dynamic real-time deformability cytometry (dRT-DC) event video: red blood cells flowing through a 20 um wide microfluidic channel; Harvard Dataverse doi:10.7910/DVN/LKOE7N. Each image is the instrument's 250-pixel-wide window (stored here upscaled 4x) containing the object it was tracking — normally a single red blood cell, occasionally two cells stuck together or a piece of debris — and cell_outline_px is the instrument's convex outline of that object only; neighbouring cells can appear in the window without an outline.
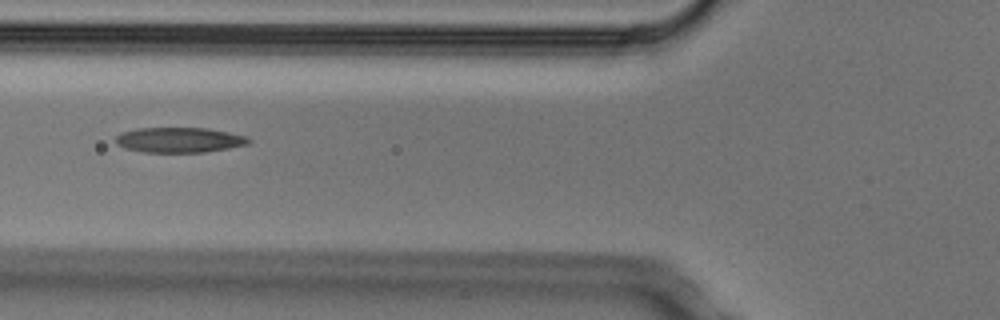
{"species": "Egyptian fruit bat (a non-hibernating species)", "species_latin": "Rousettus aegyptiacus", "temperature_condition": "cold", "stored_images_in_passage": 4, "camera_frame_rate_fps": 3000, "um_per_image_px": 0.085, "animal": {"sex": "male"}, "frame": {"image": 1, "passage_image": 2, "time_ms": 0.333, "image_size_px": [1000, 320], "cell_outline_px": [[252, 140], [248, 144], [228, 148], [204, 152], [144, 152], [124, 148], [116, 144], [116, 136], [120, 132], [136, 128], [208, 128], [248, 136]], "centroid_in_image_um": [15.23, 11.89], "position_along_channel_um": 110.6, "area_um2": 19.59}}
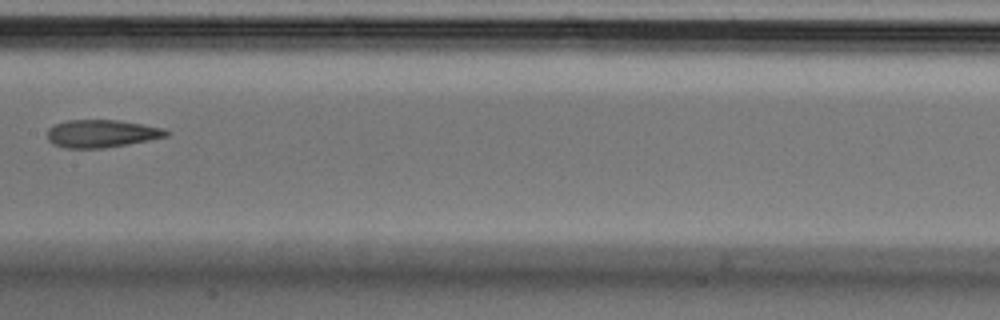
{"frame": {"image": 2, "passage_image": 4, "time_ms": 1.0, "image_size_px": [1000, 320], "cell_outline_px": [[168, 136], [148, 140], [104, 148], [64, 148], [52, 144], [48, 140], [48, 128], [56, 124], [68, 120], [120, 120], [144, 124], [164, 128], [168, 132]], "centroid_in_image_um": [8.62, 11.35], "position_along_channel_um": 198.8, "area_um2": 19.19}}